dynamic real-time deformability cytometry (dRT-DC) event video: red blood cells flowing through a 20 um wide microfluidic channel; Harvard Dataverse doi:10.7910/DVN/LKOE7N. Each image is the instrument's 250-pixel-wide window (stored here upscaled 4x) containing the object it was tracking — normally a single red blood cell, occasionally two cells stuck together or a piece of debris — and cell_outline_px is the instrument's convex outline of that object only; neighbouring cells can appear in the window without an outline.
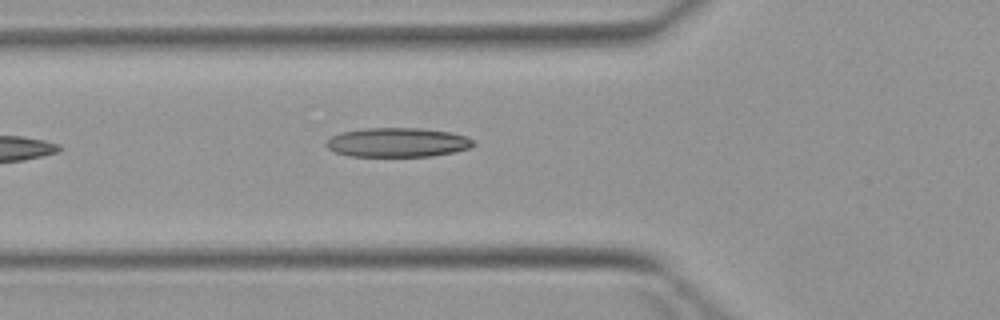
{"species": "Egyptian fruit bat (a non-hibernating species)", "species_latin": "Rousettus aegyptiacus", "temperature_condition": "warm", "stored_images_in_passage": 5, "camera_frame_rate_fps": 3000, "um_per_image_px": 0.085, "animal": {"sex": "female"}, "frame": {"image": 1, "passage_image": 5, "time_ms": 5.0, "image_size_px": [1000, 320], "cell_outline_px": [[476, 144], [468, 148], [456, 152], [432, 156], [348, 156], [336, 152], [328, 148], [324, 144], [332, 136], [340, 132], [364, 128], [420, 128], [452, 132], [468, 136], [476, 140]], "centroid_in_image_um": [33.84, 12.1], "position_along_channel_um": 92.0, "area_um2": 25.37}}